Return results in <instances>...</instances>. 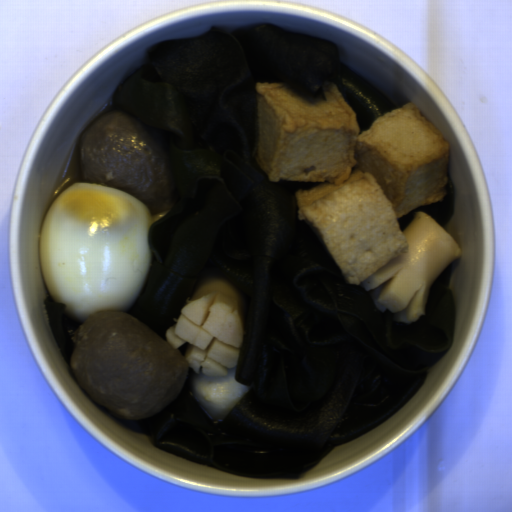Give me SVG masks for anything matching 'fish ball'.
I'll return each instance as SVG.
<instances>
[{"mask_svg": "<svg viewBox=\"0 0 512 512\" xmlns=\"http://www.w3.org/2000/svg\"><path fill=\"white\" fill-rule=\"evenodd\" d=\"M257 161L270 181L318 183L296 192L306 220L359 285L410 250L398 218L444 199L449 141L412 104L388 111L360 133L337 85L309 100L284 83L254 87Z\"/></svg>", "mask_w": 512, "mask_h": 512, "instance_id": "obj_1", "label": "fish ball"}, {"mask_svg": "<svg viewBox=\"0 0 512 512\" xmlns=\"http://www.w3.org/2000/svg\"><path fill=\"white\" fill-rule=\"evenodd\" d=\"M236 366L224 376L196 373L189 392L205 416L218 423L225 419L247 392V387L235 380Z\"/></svg>", "mask_w": 512, "mask_h": 512, "instance_id": "obj_2", "label": "fish ball"}]
</instances>
